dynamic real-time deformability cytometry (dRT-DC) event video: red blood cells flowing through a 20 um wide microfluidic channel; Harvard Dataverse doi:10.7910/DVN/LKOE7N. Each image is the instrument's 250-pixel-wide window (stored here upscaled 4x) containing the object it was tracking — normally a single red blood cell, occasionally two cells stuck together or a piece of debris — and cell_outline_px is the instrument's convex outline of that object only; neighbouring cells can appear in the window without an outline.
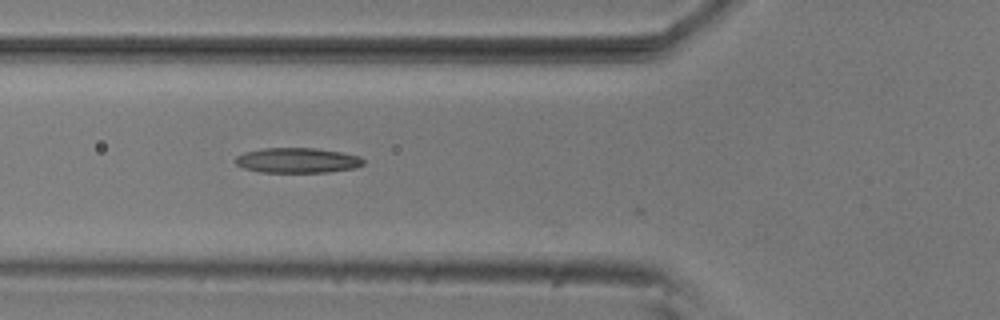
{"species": "common noctule bat (a hibernating species)", "species_latin": "Nyctalus noctula", "temperature_condition": "room temperature", "stored_images_in_passage": 5, "camera_frame_rate_fps": 3000, "um_per_image_px": 0.085, "animal": {"sex": "male", "body_mass_g": 20.5, "forearm_length_mm": 52.5}, "frame": {"image": 1, "passage_image": 4, "time_ms": 1.0, "image_size_px": [1000, 320], "cell_outline_px": [[364, 164], [356, 168], [328, 172], [260, 172], [244, 168], [236, 164], [236, 156], [244, 152], [264, 148], [316, 148], [340, 152], [360, 156], [364, 160]], "centroid_in_image_um": [25.29, 13.63], "position_along_channel_um": 100.5, "area_um2": 18.73}}